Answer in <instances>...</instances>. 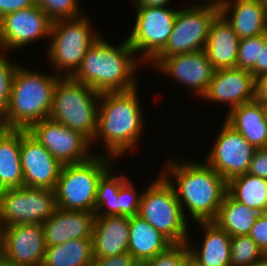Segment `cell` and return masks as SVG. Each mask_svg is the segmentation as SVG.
Masks as SVG:
<instances>
[{
    "label": "cell",
    "mask_w": 267,
    "mask_h": 266,
    "mask_svg": "<svg viewBox=\"0 0 267 266\" xmlns=\"http://www.w3.org/2000/svg\"><path fill=\"white\" fill-rule=\"evenodd\" d=\"M117 46L100 37L88 49L71 78L99 93L127 92L138 88L137 78L133 75L139 66V61L133 56L135 52L127 39Z\"/></svg>",
    "instance_id": "7a4b0ae2"
},
{
    "label": "cell",
    "mask_w": 267,
    "mask_h": 266,
    "mask_svg": "<svg viewBox=\"0 0 267 266\" xmlns=\"http://www.w3.org/2000/svg\"><path fill=\"white\" fill-rule=\"evenodd\" d=\"M154 68L178 82L195 90L202 97L213 78L215 69L204 50L177 54L167 58H153L150 62ZM156 65V66H155Z\"/></svg>",
    "instance_id": "e0dca14e"
},
{
    "label": "cell",
    "mask_w": 267,
    "mask_h": 266,
    "mask_svg": "<svg viewBox=\"0 0 267 266\" xmlns=\"http://www.w3.org/2000/svg\"><path fill=\"white\" fill-rule=\"evenodd\" d=\"M35 5L34 0H0V19L17 10Z\"/></svg>",
    "instance_id": "ab89813d"
},
{
    "label": "cell",
    "mask_w": 267,
    "mask_h": 266,
    "mask_svg": "<svg viewBox=\"0 0 267 266\" xmlns=\"http://www.w3.org/2000/svg\"><path fill=\"white\" fill-rule=\"evenodd\" d=\"M87 16L52 22L47 57L64 77H71L79 68L88 49L101 37L90 27Z\"/></svg>",
    "instance_id": "ba28073f"
},
{
    "label": "cell",
    "mask_w": 267,
    "mask_h": 266,
    "mask_svg": "<svg viewBox=\"0 0 267 266\" xmlns=\"http://www.w3.org/2000/svg\"><path fill=\"white\" fill-rule=\"evenodd\" d=\"M93 259L92 239H74L46 246L42 266H91Z\"/></svg>",
    "instance_id": "83f0119b"
},
{
    "label": "cell",
    "mask_w": 267,
    "mask_h": 266,
    "mask_svg": "<svg viewBox=\"0 0 267 266\" xmlns=\"http://www.w3.org/2000/svg\"><path fill=\"white\" fill-rule=\"evenodd\" d=\"M91 266H140L129 252L106 257L94 258Z\"/></svg>",
    "instance_id": "8d00e7d4"
},
{
    "label": "cell",
    "mask_w": 267,
    "mask_h": 266,
    "mask_svg": "<svg viewBox=\"0 0 267 266\" xmlns=\"http://www.w3.org/2000/svg\"><path fill=\"white\" fill-rule=\"evenodd\" d=\"M135 186L127 179L118 191L117 216L132 217L138 215L141 193L136 195Z\"/></svg>",
    "instance_id": "e575fe53"
},
{
    "label": "cell",
    "mask_w": 267,
    "mask_h": 266,
    "mask_svg": "<svg viewBox=\"0 0 267 266\" xmlns=\"http://www.w3.org/2000/svg\"><path fill=\"white\" fill-rule=\"evenodd\" d=\"M78 0H34L52 21L73 19L82 16Z\"/></svg>",
    "instance_id": "1f68e13d"
},
{
    "label": "cell",
    "mask_w": 267,
    "mask_h": 266,
    "mask_svg": "<svg viewBox=\"0 0 267 266\" xmlns=\"http://www.w3.org/2000/svg\"><path fill=\"white\" fill-rule=\"evenodd\" d=\"M129 217H95L92 233L94 258H106L128 252Z\"/></svg>",
    "instance_id": "44dd1931"
},
{
    "label": "cell",
    "mask_w": 267,
    "mask_h": 266,
    "mask_svg": "<svg viewBox=\"0 0 267 266\" xmlns=\"http://www.w3.org/2000/svg\"><path fill=\"white\" fill-rule=\"evenodd\" d=\"M262 255L249 235L231 237L230 266H255Z\"/></svg>",
    "instance_id": "4dcf8cb0"
},
{
    "label": "cell",
    "mask_w": 267,
    "mask_h": 266,
    "mask_svg": "<svg viewBox=\"0 0 267 266\" xmlns=\"http://www.w3.org/2000/svg\"><path fill=\"white\" fill-rule=\"evenodd\" d=\"M100 95L90 86L61 76L54 89L49 119L92 142L97 130Z\"/></svg>",
    "instance_id": "5b68a950"
},
{
    "label": "cell",
    "mask_w": 267,
    "mask_h": 266,
    "mask_svg": "<svg viewBox=\"0 0 267 266\" xmlns=\"http://www.w3.org/2000/svg\"><path fill=\"white\" fill-rule=\"evenodd\" d=\"M62 74H42L23 66L14 72L10 99L4 112L9 129L27 130L33 123L48 119L54 89Z\"/></svg>",
    "instance_id": "277c9868"
},
{
    "label": "cell",
    "mask_w": 267,
    "mask_h": 266,
    "mask_svg": "<svg viewBox=\"0 0 267 266\" xmlns=\"http://www.w3.org/2000/svg\"><path fill=\"white\" fill-rule=\"evenodd\" d=\"M264 46V34L240 39L236 68L250 71L259 61L260 47Z\"/></svg>",
    "instance_id": "d6a6232c"
},
{
    "label": "cell",
    "mask_w": 267,
    "mask_h": 266,
    "mask_svg": "<svg viewBox=\"0 0 267 266\" xmlns=\"http://www.w3.org/2000/svg\"><path fill=\"white\" fill-rule=\"evenodd\" d=\"M136 21L127 38L133 51L142 52L140 63L150 62L166 45L178 10L165 7L134 6ZM140 50V51H139Z\"/></svg>",
    "instance_id": "8fae6325"
},
{
    "label": "cell",
    "mask_w": 267,
    "mask_h": 266,
    "mask_svg": "<svg viewBox=\"0 0 267 266\" xmlns=\"http://www.w3.org/2000/svg\"><path fill=\"white\" fill-rule=\"evenodd\" d=\"M260 215L267 219V205L260 211Z\"/></svg>",
    "instance_id": "7dc6e473"
},
{
    "label": "cell",
    "mask_w": 267,
    "mask_h": 266,
    "mask_svg": "<svg viewBox=\"0 0 267 266\" xmlns=\"http://www.w3.org/2000/svg\"><path fill=\"white\" fill-rule=\"evenodd\" d=\"M57 209L54 190L20 187L0 191V228L42 224Z\"/></svg>",
    "instance_id": "30bf717a"
},
{
    "label": "cell",
    "mask_w": 267,
    "mask_h": 266,
    "mask_svg": "<svg viewBox=\"0 0 267 266\" xmlns=\"http://www.w3.org/2000/svg\"><path fill=\"white\" fill-rule=\"evenodd\" d=\"M217 2L220 14L240 39L267 33V9L259 0H217ZM229 12L232 15H229Z\"/></svg>",
    "instance_id": "ffe728a7"
},
{
    "label": "cell",
    "mask_w": 267,
    "mask_h": 266,
    "mask_svg": "<svg viewBox=\"0 0 267 266\" xmlns=\"http://www.w3.org/2000/svg\"><path fill=\"white\" fill-rule=\"evenodd\" d=\"M3 53V51H0V113L2 114L7 109L13 75L18 66L17 64H11L10 60L5 57L6 54Z\"/></svg>",
    "instance_id": "d590c367"
},
{
    "label": "cell",
    "mask_w": 267,
    "mask_h": 266,
    "mask_svg": "<svg viewBox=\"0 0 267 266\" xmlns=\"http://www.w3.org/2000/svg\"><path fill=\"white\" fill-rule=\"evenodd\" d=\"M137 91L135 88L100 95L97 130L92 143L103 140L106 146L104 152L112 158L130 151L142 136L145 124Z\"/></svg>",
    "instance_id": "3957f363"
},
{
    "label": "cell",
    "mask_w": 267,
    "mask_h": 266,
    "mask_svg": "<svg viewBox=\"0 0 267 266\" xmlns=\"http://www.w3.org/2000/svg\"><path fill=\"white\" fill-rule=\"evenodd\" d=\"M189 257V248L187 243L172 244L167 250L148 259L140 266H183Z\"/></svg>",
    "instance_id": "836d02e7"
},
{
    "label": "cell",
    "mask_w": 267,
    "mask_h": 266,
    "mask_svg": "<svg viewBox=\"0 0 267 266\" xmlns=\"http://www.w3.org/2000/svg\"><path fill=\"white\" fill-rule=\"evenodd\" d=\"M20 146L21 129H9L0 138V191L24 187Z\"/></svg>",
    "instance_id": "484cf974"
},
{
    "label": "cell",
    "mask_w": 267,
    "mask_h": 266,
    "mask_svg": "<svg viewBox=\"0 0 267 266\" xmlns=\"http://www.w3.org/2000/svg\"><path fill=\"white\" fill-rule=\"evenodd\" d=\"M260 212L236 201L228 192L224 195L212 222L229 236L248 235Z\"/></svg>",
    "instance_id": "4316f807"
},
{
    "label": "cell",
    "mask_w": 267,
    "mask_h": 266,
    "mask_svg": "<svg viewBox=\"0 0 267 266\" xmlns=\"http://www.w3.org/2000/svg\"><path fill=\"white\" fill-rule=\"evenodd\" d=\"M198 224L205 229V238L199 249L187 240L189 257L200 266H230L231 236L212 221Z\"/></svg>",
    "instance_id": "cb8c5ba5"
},
{
    "label": "cell",
    "mask_w": 267,
    "mask_h": 266,
    "mask_svg": "<svg viewBox=\"0 0 267 266\" xmlns=\"http://www.w3.org/2000/svg\"><path fill=\"white\" fill-rule=\"evenodd\" d=\"M240 38L219 14L211 24L204 51L215 70L235 68Z\"/></svg>",
    "instance_id": "603a6c76"
},
{
    "label": "cell",
    "mask_w": 267,
    "mask_h": 266,
    "mask_svg": "<svg viewBox=\"0 0 267 266\" xmlns=\"http://www.w3.org/2000/svg\"><path fill=\"white\" fill-rule=\"evenodd\" d=\"M52 22L36 4L5 15L0 19V51L19 49L40 37L48 38Z\"/></svg>",
    "instance_id": "9a60e30c"
},
{
    "label": "cell",
    "mask_w": 267,
    "mask_h": 266,
    "mask_svg": "<svg viewBox=\"0 0 267 266\" xmlns=\"http://www.w3.org/2000/svg\"><path fill=\"white\" fill-rule=\"evenodd\" d=\"M95 213L57 208L42 227L46 246L61 245L74 239H92Z\"/></svg>",
    "instance_id": "d6986e66"
},
{
    "label": "cell",
    "mask_w": 267,
    "mask_h": 266,
    "mask_svg": "<svg viewBox=\"0 0 267 266\" xmlns=\"http://www.w3.org/2000/svg\"><path fill=\"white\" fill-rule=\"evenodd\" d=\"M170 0H135V6L165 7Z\"/></svg>",
    "instance_id": "7bdbcfd3"
},
{
    "label": "cell",
    "mask_w": 267,
    "mask_h": 266,
    "mask_svg": "<svg viewBox=\"0 0 267 266\" xmlns=\"http://www.w3.org/2000/svg\"><path fill=\"white\" fill-rule=\"evenodd\" d=\"M174 161L169 160L161 174L172 185L182 210L185 205L194 222L213 221L227 193V181L205 161Z\"/></svg>",
    "instance_id": "6da1fadb"
},
{
    "label": "cell",
    "mask_w": 267,
    "mask_h": 266,
    "mask_svg": "<svg viewBox=\"0 0 267 266\" xmlns=\"http://www.w3.org/2000/svg\"><path fill=\"white\" fill-rule=\"evenodd\" d=\"M128 252L141 264L167 250L173 243L138 215L129 217Z\"/></svg>",
    "instance_id": "d4e9b609"
},
{
    "label": "cell",
    "mask_w": 267,
    "mask_h": 266,
    "mask_svg": "<svg viewBox=\"0 0 267 266\" xmlns=\"http://www.w3.org/2000/svg\"><path fill=\"white\" fill-rule=\"evenodd\" d=\"M255 148L226 121L204 161L227 182L248 172Z\"/></svg>",
    "instance_id": "5bb4252c"
},
{
    "label": "cell",
    "mask_w": 267,
    "mask_h": 266,
    "mask_svg": "<svg viewBox=\"0 0 267 266\" xmlns=\"http://www.w3.org/2000/svg\"><path fill=\"white\" fill-rule=\"evenodd\" d=\"M26 131L62 165L82 163L95 155L90 153L91 142L86 137L49 118L33 123Z\"/></svg>",
    "instance_id": "7c38bea8"
},
{
    "label": "cell",
    "mask_w": 267,
    "mask_h": 266,
    "mask_svg": "<svg viewBox=\"0 0 267 266\" xmlns=\"http://www.w3.org/2000/svg\"><path fill=\"white\" fill-rule=\"evenodd\" d=\"M267 9V0H259Z\"/></svg>",
    "instance_id": "681fc988"
},
{
    "label": "cell",
    "mask_w": 267,
    "mask_h": 266,
    "mask_svg": "<svg viewBox=\"0 0 267 266\" xmlns=\"http://www.w3.org/2000/svg\"><path fill=\"white\" fill-rule=\"evenodd\" d=\"M248 235L263 253H267V219L259 215Z\"/></svg>",
    "instance_id": "f35d334b"
},
{
    "label": "cell",
    "mask_w": 267,
    "mask_h": 266,
    "mask_svg": "<svg viewBox=\"0 0 267 266\" xmlns=\"http://www.w3.org/2000/svg\"><path fill=\"white\" fill-rule=\"evenodd\" d=\"M20 161L24 187L55 189L63 165L24 129H21Z\"/></svg>",
    "instance_id": "2e32d148"
},
{
    "label": "cell",
    "mask_w": 267,
    "mask_h": 266,
    "mask_svg": "<svg viewBox=\"0 0 267 266\" xmlns=\"http://www.w3.org/2000/svg\"><path fill=\"white\" fill-rule=\"evenodd\" d=\"M183 266H200V265H198L194 260L188 257L184 262Z\"/></svg>",
    "instance_id": "bcb514c9"
},
{
    "label": "cell",
    "mask_w": 267,
    "mask_h": 266,
    "mask_svg": "<svg viewBox=\"0 0 267 266\" xmlns=\"http://www.w3.org/2000/svg\"><path fill=\"white\" fill-rule=\"evenodd\" d=\"M255 78L248 70L227 68L215 70L206 93L207 101L228 104L232 108L254 100Z\"/></svg>",
    "instance_id": "ac0fdd59"
},
{
    "label": "cell",
    "mask_w": 267,
    "mask_h": 266,
    "mask_svg": "<svg viewBox=\"0 0 267 266\" xmlns=\"http://www.w3.org/2000/svg\"><path fill=\"white\" fill-rule=\"evenodd\" d=\"M247 173L267 179V148L255 149Z\"/></svg>",
    "instance_id": "74e56055"
},
{
    "label": "cell",
    "mask_w": 267,
    "mask_h": 266,
    "mask_svg": "<svg viewBox=\"0 0 267 266\" xmlns=\"http://www.w3.org/2000/svg\"><path fill=\"white\" fill-rule=\"evenodd\" d=\"M143 191L140 199L138 216L147 221L173 244L187 242L185 211L182 210L170 183L161 175Z\"/></svg>",
    "instance_id": "52a82bcc"
},
{
    "label": "cell",
    "mask_w": 267,
    "mask_h": 266,
    "mask_svg": "<svg viewBox=\"0 0 267 266\" xmlns=\"http://www.w3.org/2000/svg\"><path fill=\"white\" fill-rule=\"evenodd\" d=\"M0 266H18V265L10 264V263L6 262L5 260H3V259L0 257Z\"/></svg>",
    "instance_id": "c3c4849f"
},
{
    "label": "cell",
    "mask_w": 267,
    "mask_h": 266,
    "mask_svg": "<svg viewBox=\"0 0 267 266\" xmlns=\"http://www.w3.org/2000/svg\"><path fill=\"white\" fill-rule=\"evenodd\" d=\"M254 78L267 73V33L264 34V46L260 47L259 61H256L255 66L250 70Z\"/></svg>",
    "instance_id": "b9f144b4"
},
{
    "label": "cell",
    "mask_w": 267,
    "mask_h": 266,
    "mask_svg": "<svg viewBox=\"0 0 267 266\" xmlns=\"http://www.w3.org/2000/svg\"><path fill=\"white\" fill-rule=\"evenodd\" d=\"M9 130L4 114L0 113V138Z\"/></svg>",
    "instance_id": "ee69618b"
},
{
    "label": "cell",
    "mask_w": 267,
    "mask_h": 266,
    "mask_svg": "<svg viewBox=\"0 0 267 266\" xmlns=\"http://www.w3.org/2000/svg\"><path fill=\"white\" fill-rule=\"evenodd\" d=\"M255 266H267V253H263L260 260L255 264Z\"/></svg>",
    "instance_id": "f6af8a7d"
},
{
    "label": "cell",
    "mask_w": 267,
    "mask_h": 266,
    "mask_svg": "<svg viewBox=\"0 0 267 266\" xmlns=\"http://www.w3.org/2000/svg\"><path fill=\"white\" fill-rule=\"evenodd\" d=\"M107 155L92 156L89 160L63 165L55 186L57 208L95 212L98 182L109 169Z\"/></svg>",
    "instance_id": "8992f818"
},
{
    "label": "cell",
    "mask_w": 267,
    "mask_h": 266,
    "mask_svg": "<svg viewBox=\"0 0 267 266\" xmlns=\"http://www.w3.org/2000/svg\"><path fill=\"white\" fill-rule=\"evenodd\" d=\"M219 14L217 0L178 10L169 39L154 58L204 50L211 24Z\"/></svg>",
    "instance_id": "9c48e42d"
},
{
    "label": "cell",
    "mask_w": 267,
    "mask_h": 266,
    "mask_svg": "<svg viewBox=\"0 0 267 266\" xmlns=\"http://www.w3.org/2000/svg\"><path fill=\"white\" fill-rule=\"evenodd\" d=\"M254 100L267 106V73L255 78Z\"/></svg>",
    "instance_id": "60d3db41"
},
{
    "label": "cell",
    "mask_w": 267,
    "mask_h": 266,
    "mask_svg": "<svg viewBox=\"0 0 267 266\" xmlns=\"http://www.w3.org/2000/svg\"><path fill=\"white\" fill-rule=\"evenodd\" d=\"M46 243L42 224L0 228V257L18 266H42Z\"/></svg>",
    "instance_id": "4fadbf2b"
},
{
    "label": "cell",
    "mask_w": 267,
    "mask_h": 266,
    "mask_svg": "<svg viewBox=\"0 0 267 266\" xmlns=\"http://www.w3.org/2000/svg\"><path fill=\"white\" fill-rule=\"evenodd\" d=\"M225 121L255 149L267 148V106L253 100L228 111Z\"/></svg>",
    "instance_id": "7402d4cb"
},
{
    "label": "cell",
    "mask_w": 267,
    "mask_h": 266,
    "mask_svg": "<svg viewBox=\"0 0 267 266\" xmlns=\"http://www.w3.org/2000/svg\"><path fill=\"white\" fill-rule=\"evenodd\" d=\"M227 192L238 202L259 212L267 205V179L249 173L231 178Z\"/></svg>",
    "instance_id": "f1b7e54d"
},
{
    "label": "cell",
    "mask_w": 267,
    "mask_h": 266,
    "mask_svg": "<svg viewBox=\"0 0 267 266\" xmlns=\"http://www.w3.org/2000/svg\"><path fill=\"white\" fill-rule=\"evenodd\" d=\"M111 170L110 167L98 182L95 217L117 216L118 191L128 177L124 174L117 176Z\"/></svg>",
    "instance_id": "f546056e"
}]
</instances>
